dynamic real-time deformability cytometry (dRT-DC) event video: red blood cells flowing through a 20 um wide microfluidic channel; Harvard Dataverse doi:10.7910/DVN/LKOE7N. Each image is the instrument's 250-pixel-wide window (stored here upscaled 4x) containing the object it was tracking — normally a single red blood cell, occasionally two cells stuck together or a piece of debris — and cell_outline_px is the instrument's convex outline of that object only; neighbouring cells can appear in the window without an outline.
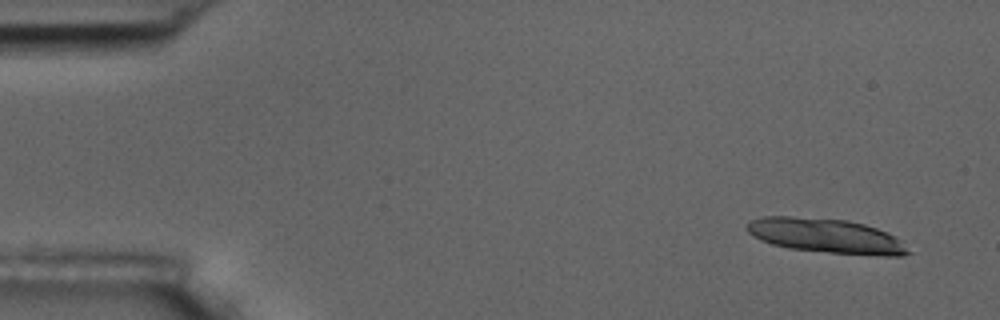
{"species": "common noctule bat (a hibernating species)", "species_latin": "Nyctalus noctula", "temperature_condition": "room temperature", "stored_images_in_passage": 10, "camera_frame_rate_fps": 3000, "um_per_image_px": 0.085, "animal": {"sex": "male", "body_mass_g": 17.5, "forearm_length_mm": 52.3}, "frame": {"image": 1, "passage_image": 1, "time_ms": 0.0, "image_size_px": [1000, 320], "cell_outline_px": [[912, 252], [904, 256], [884, 256], [828, 252], [788, 248], [772, 244], [760, 240], [748, 232], [748, 220], [764, 216], [792, 216], [848, 220], [864, 224], [888, 232], [904, 240]], "centroid_in_image_um": [70.29, 20.05], "position_along_channel_um": 14.7, "area_um2": 32.77}}
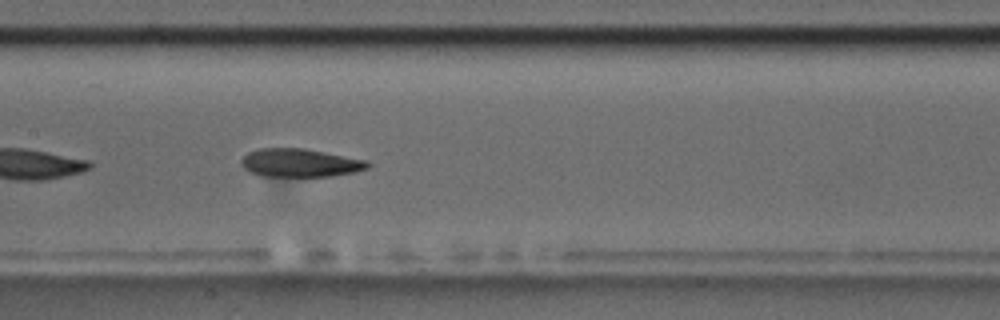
{"frame": {"image": 2, "passage_image": 8, "time_ms": 8.0, "image_size_px": [1000, 320], "cell_outline_px": [[372, 164], [368, 168], [356, 172], [332, 176], [260, 176], [248, 172], [240, 164], [240, 160], [248, 152], [260, 148], [304, 148], [364, 160]], "centroid_in_image_um": [25.46, 13.85], "position_along_channel_um": 181.9, "area_um2": 20.87}}
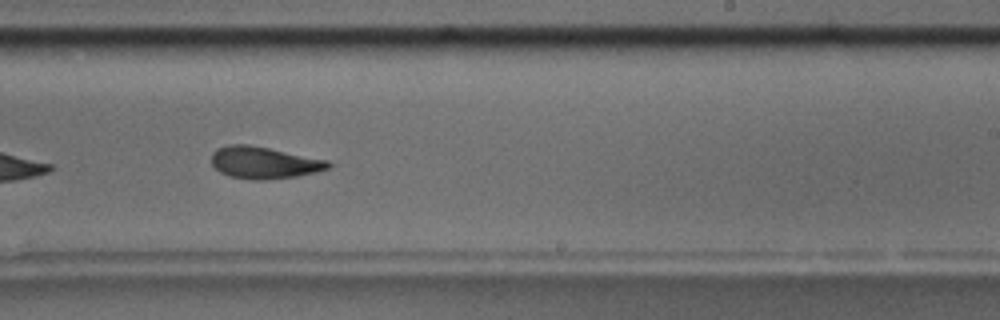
{"frame": {"image": 3, "passage_image": 10, "time_ms": 10.333, "image_size_px": [1000, 320], "cell_outline_px": [[336, 164], [328, 168], [316, 172], [296, 176], [264, 180], [252, 180], [228, 176], [220, 172], [212, 164], [212, 152], [216, 148], [228, 144], [248, 144], [328, 160]], "centroid_in_image_um": [22.44, 13.82], "position_along_channel_um": 266.6, "area_um2": 21.85}}